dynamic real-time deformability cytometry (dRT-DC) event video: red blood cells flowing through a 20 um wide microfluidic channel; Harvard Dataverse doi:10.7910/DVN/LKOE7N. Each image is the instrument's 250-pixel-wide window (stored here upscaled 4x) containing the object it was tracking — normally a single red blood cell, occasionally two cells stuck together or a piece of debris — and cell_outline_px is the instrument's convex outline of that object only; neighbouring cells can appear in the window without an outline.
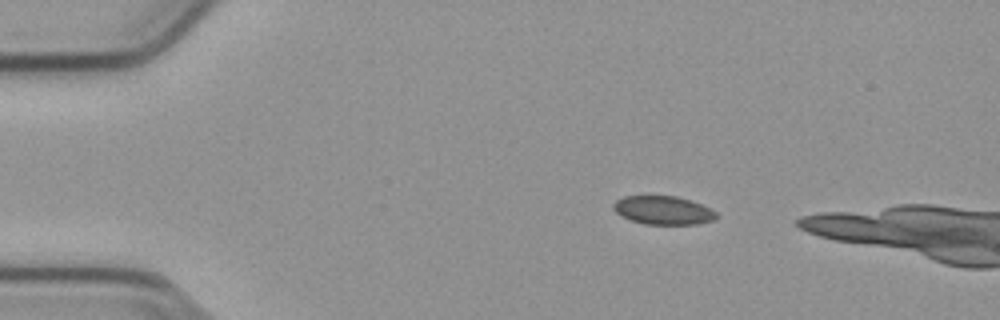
{"species": "common noctule bat (a hibernating species)", "species_latin": "Nyctalus noctula", "temperature_condition": "cold", "stored_images_in_passage": 39, "camera_frame_rate_fps": 3000, "um_per_image_px": 0.085, "animal": {"sex": "male", "body_mass_g": 23.1, "forearm_length_mm": 52.7}, "frame": {"image": 1, "passage_image": 1, "time_ms": 0.0, "image_size_px": [1000, 320], "cell_outline_px": [[716, 220], [696, 224], [644, 224], [632, 220], [616, 212], [612, 208], [612, 204], [616, 200], [624, 196], [676, 196], [700, 204], [716, 212]], "centroid_in_image_um": [56.35, 17.87], "position_along_channel_um": 28.6, "area_um2": 16.88}}
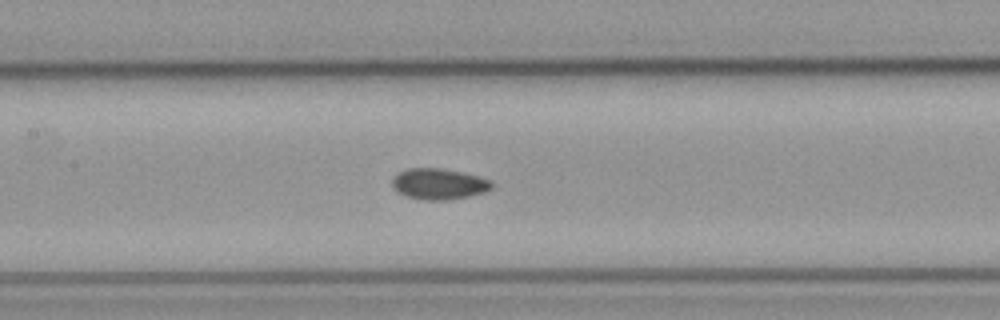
{"frame": {"image": 2, "passage_image": 17, "time_ms": 5.333, "image_size_px": [1000, 320], "cell_outline_px": [[492, 188], [484, 192], [468, 196], [448, 200], [424, 200], [408, 196], [396, 192], [392, 188], [392, 180], [400, 172], [408, 168], [440, 168], [480, 176], [492, 180]], "centroid_in_image_um": [37.31, 15.64], "position_along_channel_um": 170.1, "area_um2": 17.92}}
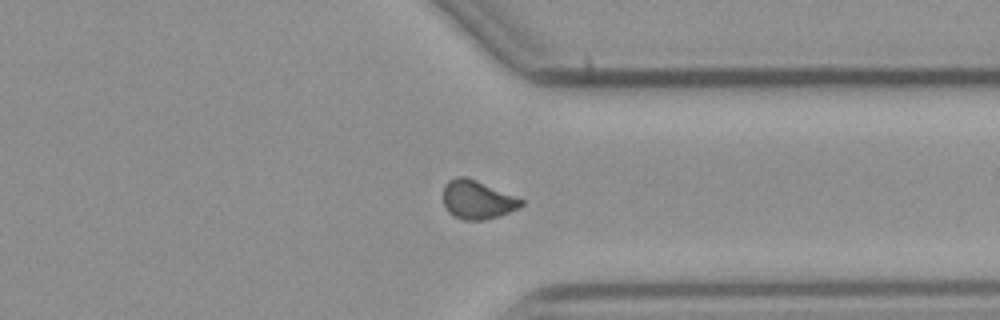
{"frame": {"image": 3, "passage_image": 33, "time_ms": 10.667, "image_size_px": [1000, 320], "cell_outline_px": [[524, 204], [520, 208], [484, 220], [464, 220], [448, 212], [444, 204], [444, 184], [448, 180], [456, 176], [464, 176], [476, 180], [524, 200]], "centroid_in_image_um": [40.56, 16.97], "position_along_channel_um": 370.8, "area_um2": 17.34}}